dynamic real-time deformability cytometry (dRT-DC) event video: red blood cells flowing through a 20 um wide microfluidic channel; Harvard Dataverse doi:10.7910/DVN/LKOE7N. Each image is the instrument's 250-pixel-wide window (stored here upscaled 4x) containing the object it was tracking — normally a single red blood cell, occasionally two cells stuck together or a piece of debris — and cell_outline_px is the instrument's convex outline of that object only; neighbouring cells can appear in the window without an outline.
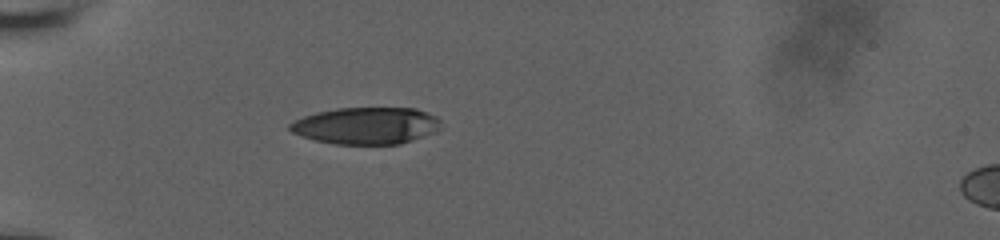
{"species": "human", "species_latin": "Homo sapiens", "temperature_condition": "room temperature", "stored_images_in_passage": 19, "camera_frame_rate_fps": 3000, "um_per_image_px": 0.085, "donor": {"sex": "male"}, "frame": {"image": 1, "passage_image": 1, "time_ms": 0.0, "image_size_px": [1000, 240], "cell_outline_px": [[440, 128], [436, 132], [400, 144], [336, 144], [316, 140], [292, 132], [288, 128], [288, 124], [304, 116], [316, 112], [336, 108], [416, 108], [436, 116], [440, 120]], "centroid_in_image_um": [31.15, 10.68], "position_along_channel_um": 53.8, "area_um2": 32.43}}
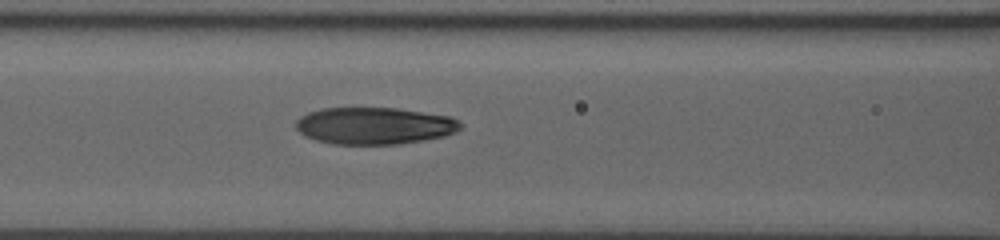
{"frame": {"image": 2, "passage_image": 9, "time_ms": 2.667, "image_size_px": [1000, 240], "cell_outline_px": [[460, 128], [456, 132], [444, 136], [424, 140], [400, 144], [332, 144], [316, 140], [304, 136], [296, 128], [296, 120], [300, 116], [308, 112], [320, 108], [396, 108], [452, 116], [460, 120]], "centroid_in_image_um": [31.82, 10.69], "position_along_channel_um": 134.8, "area_um2": 35.72}}
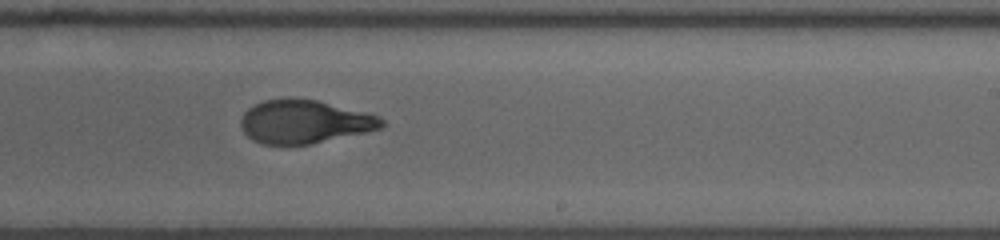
{"frame": {"image": 3, "passage_image": 19, "time_ms": 6.0, "image_size_px": [1000, 240], "cell_outline_px": [[384, 128], [312, 144], [264, 144], [252, 140], [244, 132], [240, 124], [240, 120], [244, 112], [248, 108], [264, 100], [288, 96], [316, 100], [380, 116], [384, 120]], "centroid_in_image_um": [25.87, 10.33], "position_along_channel_um": 263.1, "area_um2": 35.84}}